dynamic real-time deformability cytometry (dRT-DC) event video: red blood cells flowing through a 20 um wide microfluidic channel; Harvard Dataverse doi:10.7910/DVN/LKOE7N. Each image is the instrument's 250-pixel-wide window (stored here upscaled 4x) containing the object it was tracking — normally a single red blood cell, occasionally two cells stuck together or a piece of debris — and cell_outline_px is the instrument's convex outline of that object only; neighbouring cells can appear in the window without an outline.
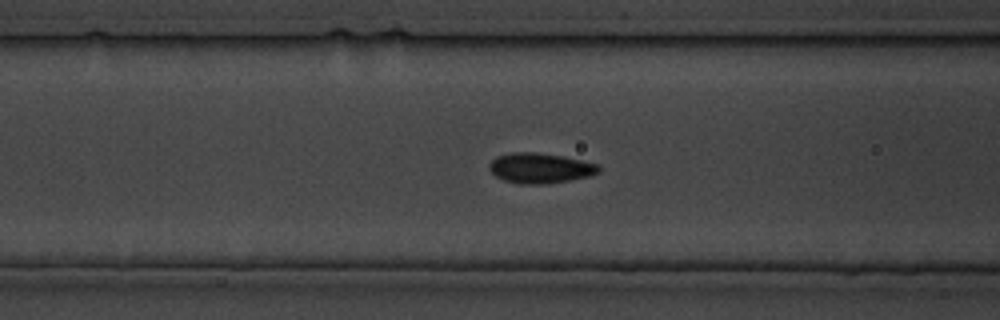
{"species": "common noctule bat (a hibernating species)", "species_latin": "Nyctalus noctula", "temperature_condition": "cold", "stored_images_in_passage": 8, "camera_frame_rate_fps": 3000, "um_per_image_px": 0.085, "animal": {"sex": "male", "body_mass_g": 19.5, "forearm_length_mm": 54.6}, "frame": {"image": 1, "passage_image": 4, "time_ms": 3.333, "image_size_px": [1000, 320], "cell_outline_px": [[600, 172], [588, 176], [548, 184], [520, 184], [504, 180], [496, 176], [488, 168], [492, 160], [496, 156], [512, 152], [536, 152], [564, 156], [600, 164]], "centroid_in_image_um": [45.93, 14.28], "position_along_channel_um": 120.7, "area_um2": 19.36}}
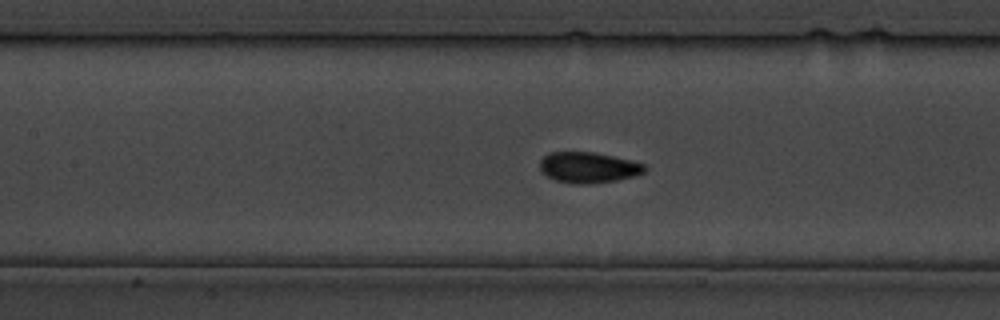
{"frame": {"image": 2, "passage_image": 6, "time_ms": 5.667, "image_size_px": [1000, 320], "cell_outline_px": [[648, 168], [644, 172], [632, 176], [616, 180], [584, 184], [572, 184], [556, 180], [548, 176], [540, 168], [540, 160], [548, 152], [592, 152], [612, 156], [644, 164]], "centroid_in_image_um": [49.99, 14.23], "position_along_channel_um": 157.4, "area_um2": 18.5}}